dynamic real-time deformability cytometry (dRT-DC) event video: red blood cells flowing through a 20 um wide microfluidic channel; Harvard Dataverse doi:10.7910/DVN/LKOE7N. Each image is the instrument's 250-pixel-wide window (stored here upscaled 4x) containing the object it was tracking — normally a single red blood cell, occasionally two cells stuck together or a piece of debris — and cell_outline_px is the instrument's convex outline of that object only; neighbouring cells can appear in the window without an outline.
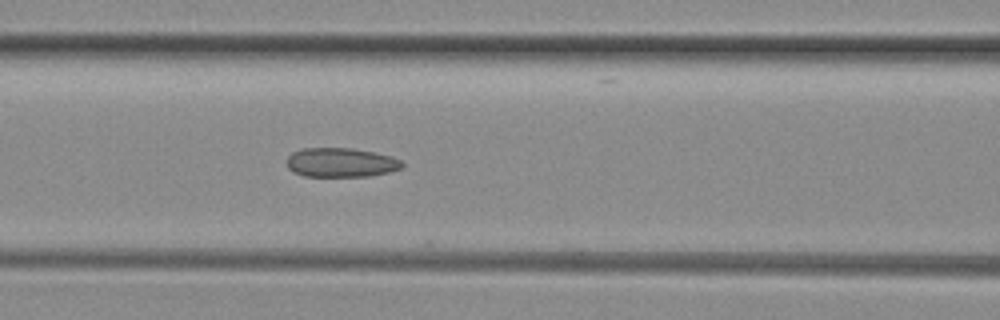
{"species": "common noctule bat (a hibernating species)", "species_latin": "Nyctalus noctula", "temperature_condition": "room temperature", "stored_images_in_passage": 4, "camera_frame_rate_fps": 3000, "um_per_image_px": 0.085, "animal": {"sex": "female", "body_mass_g": 29.2, "forearm_length_mm": 56.3}, "frame": {"image": 1, "passage_image": 4, "time_ms": 1.0, "image_size_px": [1000, 320], "cell_outline_px": [[404, 164], [400, 168], [388, 172], [368, 176], [304, 176], [292, 172], [288, 168], [288, 156], [292, 152], [304, 148], [352, 148], [392, 156], [400, 160]], "centroid_in_image_um": [28.96, 13.81], "position_along_channel_um": 137.6, "area_um2": 19.54}}